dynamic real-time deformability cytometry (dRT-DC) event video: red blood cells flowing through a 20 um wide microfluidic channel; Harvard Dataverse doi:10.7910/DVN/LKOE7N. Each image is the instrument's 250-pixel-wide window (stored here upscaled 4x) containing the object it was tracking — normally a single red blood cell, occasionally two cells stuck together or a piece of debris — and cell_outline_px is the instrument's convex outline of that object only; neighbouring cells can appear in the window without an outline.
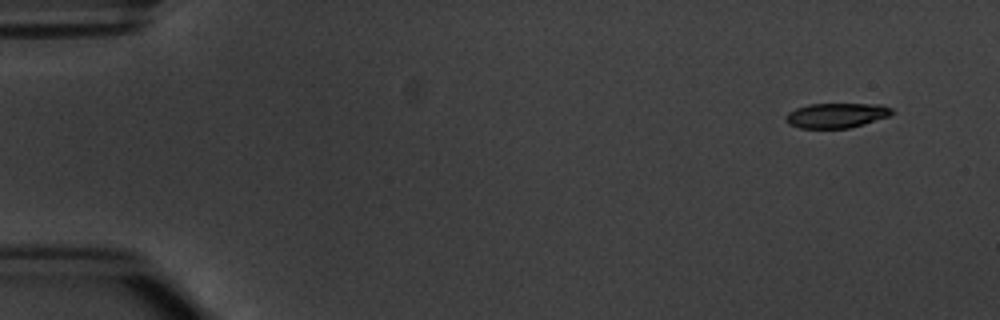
{"species": "common noctule bat (a hibernating species)", "species_latin": "Nyctalus noctula", "temperature_condition": "warm", "stored_images_in_passage": 4, "camera_frame_rate_fps": 3000, "um_per_image_px": 0.085, "animal": {"sex": "male", "body_mass_g": 20.1, "forearm_length_mm": 53.5}, "frame": {"image": 1, "passage_image": 1, "time_ms": 0.0, "image_size_px": [1000, 320], "cell_outline_px": [[896, 112], [888, 116], [864, 124], [848, 128], [800, 128], [788, 124], [784, 120], [784, 116], [788, 112], [796, 108], [808, 104], [880, 104], [892, 108]], "centroid_in_image_um": [71.07, 9.8], "position_along_channel_um": 13.9, "area_um2": 15.49}}